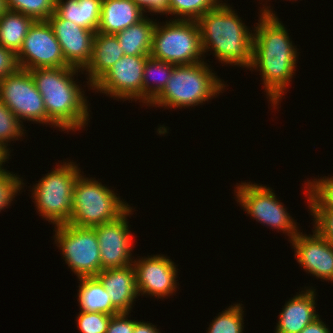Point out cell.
I'll return each instance as SVG.
<instances>
[{"mask_svg": "<svg viewBox=\"0 0 333 333\" xmlns=\"http://www.w3.org/2000/svg\"><path fill=\"white\" fill-rule=\"evenodd\" d=\"M112 315L100 312H79L77 327L80 333H106Z\"/></svg>", "mask_w": 333, "mask_h": 333, "instance_id": "obj_31", "label": "cell"}, {"mask_svg": "<svg viewBox=\"0 0 333 333\" xmlns=\"http://www.w3.org/2000/svg\"><path fill=\"white\" fill-rule=\"evenodd\" d=\"M131 212L132 207H129L115 220L93 228L99 243L102 270L133 264V241L126 218Z\"/></svg>", "mask_w": 333, "mask_h": 333, "instance_id": "obj_13", "label": "cell"}, {"mask_svg": "<svg viewBox=\"0 0 333 333\" xmlns=\"http://www.w3.org/2000/svg\"><path fill=\"white\" fill-rule=\"evenodd\" d=\"M19 69L16 54L0 45V80Z\"/></svg>", "mask_w": 333, "mask_h": 333, "instance_id": "obj_34", "label": "cell"}, {"mask_svg": "<svg viewBox=\"0 0 333 333\" xmlns=\"http://www.w3.org/2000/svg\"><path fill=\"white\" fill-rule=\"evenodd\" d=\"M124 56L116 35L95 32L92 58L83 70L88 73L87 80L92 87L112 66Z\"/></svg>", "mask_w": 333, "mask_h": 333, "instance_id": "obj_20", "label": "cell"}, {"mask_svg": "<svg viewBox=\"0 0 333 333\" xmlns=\"http://www.w3.org/2000/svg\"><path fill=\"white\" fill-rule=\"evenodd\" d=\"M56 0H5L7 10L22 13L35 21H47L55 12Z\"/></svg>", "mask_w": 333, "mask_h": 333, "instance_id": "obj_27", "label": "cell"}, {"mask_svg": "<svg viewBox=\"0 0 333 333\" xmlns=\"http://www.w3.org/2000/svg\"><path fill=\"white\" fill-rule=\"evenodd\" d=\"M224 88V83L204 60L179 65L174 67L163 91L150 104L168 108L192 107L212 99Z\"/></svg>", "mask_w": 333, "mask_h": 333, "instance_id": "obj_4", "label": "cell"}, {"mask_svg": "<svg viewBox=\"0 0 333 333\" xmlns=\"http://www.w3.org/2000/svg\"><path fill=\"white\" fill-rule=\"evenodd\" d=\"M57 167L45 174L32 190L39 214L55 226L69 222L73 208V188L81 173L73 162H64Z\"/></svg>", "mask_w": 333, "mask_h": 333, "instance_id": "obj_7", "label": "cell"}, {"mask_svg": "<svg viewBox=\"0 0 333 333\" xmlns=\"http://www.w3.org/2000/svg\"><path fill=\"white\" fill-rule=\"evenodd\" d=\"M129 206L101 182L80 174L73 188V208L68 224L94 228L115 220Z\"/></svg>", "mask_w": 333, "mask_h": 333, "instance_id": "obj_5", "label": "cell"}, {"mask_svg": "<svg viewBox=\"0 0 333 333\" xmlns=\"http://www.w3.org/2000/svg\"><path fill=\"white\" fill-rule=\"evenodd\" d=\"M203 50L198 23L173 19L153 31L151 57L176 66L202 61Z\"/></svg>", "mask_w": 333, "mask_h": 333, "instance_id": "obj_6", "label": "cell"}, {"mask_svg": "<svg viewBox=\"0 0 333 333\" xmlns=\"http://www.w3.org/2000/svg\"><path fill=\"white\" fill-rule=\"evenodd\" d=\"M307 182L310 210H333V177Z\"/></svg>", "mask_w": 333, "mask_h": 333, "instance_id": "obj_28", "label": "cell"}, {"mask_svg": "<svg viewBox=\"0 0 333 333\" xmlns=\"http://www.w3.org/2000/svg\"><path fill=\"white\" fill-rule=\"evenodd\" d=\"M9 153H10V152L6 151V149H4V148L0 145V172L3 171V170H5L4 168L2 169V165H3V162H4V164H5V162L8 161V160H6V159L9 158V156H10Z\"/></svg>", "mask_w": 333, "mask_h": 333, "instance_id": "obj_39", "label": "cell"}, {"mask_svg": "<svg viewBox=\"0 0 333 333\" xmlns=\"http://www.w3.org/2000/svg\"><path fill=\"white\" fill-rule=\"evenodd\" d=\"M5 10V0H0V16L4 13Z\"/></svg>", "mask_w": 333, "mask_h": 333, "instance_id": "obj_40", "label": "cell"}, {"mask_svg": "<svg viewBox=\"0 0 333 333\" xmlns=\"http://www.w3.org/2000/svg\"><path fill=\"white\" fill-rule=\"evenodd\" d=\"M236 188L237 202L253 219L272 229L288 233L290 240L298 233L294 219L289 216L271 188L250 182L241 183Z\"/></svg>", "mask_w": 333, "mask_h": 333, "instance_id": "obj_9", "label": "cell"}, {"mask_svg": "<svg viewBox=\"0 0 333 333\" xmlns=\"http://www.w3.org/2000/svg\"><path fill=\"white\" fill-rule=\"evenodd\" d=\"M78 70L72 66L29 70L43 97L47 123L62 131L79 130L89 120L87 99L73 78Z\"/></svg>", "mask_w": 333, "mask_h": 333, "instance_id": "obj_2", "label": "cell"}, {"mask_svg": "<svg viewBox=\"0 0 333 333\" xmlns=\"http://www.w3.org/2000/svg\"><path fill=\"white\" fill-rule=\"evenodd\" d=\"M152 323H146L135 320V329L133 333H160L156 326L151 325Z\"/></svg>", "mask_w": 333, "mask_h": 333, "instance_id": "obj_38", "label": "cell"}, {"mask_svg": "<svg viewBox=\"0 0 333 333\" xmlns=\"http://www.w3.org/2000/svg\"><path fill=\"white\" fill-rule=\"evenodd\" d=\"M133 261L138 293L162 298L176 291L177 269L164 255H153Z\"/></svg>", "mask_w": 333, "mask_h": 333, "instance_id": "obj_15", "label": "cell"}, {"mask_svg": "<svg viewBox=\"0 0 333 333\" xmlns=\"http://www.w3.org/2000/svg\"><path fill=\"white\" fill-rule=\"evenodd\" d=\"M155 26V21L144 17L132 26L117 32L115 35L124 55L150 56Z\"/></svg>", "mask_w": 333, "mask_h": 333, "instance_id": "obj_22", "label": "cell"}, {"mask_svg": "<svg viewBox=\"0 0 333 333\" xmlns=\"http://www.w3.org/2000/svg\"><path fill=\"white\" fill-rule=\"evenodd\" d=\"M143 13L133 0H102L97 32L115 35L142 20Z\"/></svg>", "mask_w": 333, "mask_h": 333, "instance_id": "obj_19", "label": "cell"}, {"mask_svg": "<svg viewBox=\"0 0 333 333\" xmlns=\"http://www.w3.org/2000/svg\"><path fill=\"white\" fill-rule=\"evenodd\" d=\"M226 3L203 14L198 23L203 53L212 49L221 63L249 68L252 64L253 37L237 13ZM212 46V47H211Z\"/></svg>", "mask_w": 333, "mask_h": 333, "instance_id": "obj_3", "label": "cell"}, {"mask_svg": "<svg viewBox=\"0 0 333 333\" xmlns=\"http://www.w3.org/2000/svg\"><path fill=\"white\" fill-rule=\"evenodd\" d=\"M129 313H119L113 315L109 322L106 333H133L135 329V320H129Z\"/></svg>", "mask_w": 333, "mask_h": 333, "instance_id": "obj_35", "label": "cell"}, {"mask_svg": "<svg viewBox=\"0 0 333 333\" xmlns=\"http://www.w3.org/2000/svg\"><path fill=\"white\" fill-rule=\"evenodd\" d=\"M138 7L146 12L163 13L168 9L169 0H133Z\"/></svg>", "mask_w": 333, "mask_h": 333, "instance_id": "obj_36", "label": "cell"}, {"mask_svg": "<svg viewBox=\"0 0 333 333\" xmlns=\"http://www.w3.org/2000/svg\"><path fill=\"white\" fill-rule=\"evenodd\" d=\"M56 227L55 242L74 274L78 278L96 276L102 270L96 231L68 223Z\"/></svg>", "mask_w": 333, "mask_h": 333, "instance_id": "obj_8", "label": "cell"}, {"mask_svg": "<svg viewBox=\"0 0 333 333\" xmlns=\"http://www.w3.org/2000/svg\"><path fill=\"white\" fill-rule=\"evenodd\" d=\"M301 293L289 299L284 305L275 333H300L303 328L320 317L315 311V289L309 288Z\"/></svg>", "mask_w": 333, "mask_h": 333, "instance_id": "obj_18", "label": "cell"}, {"mask_svg": "<svg viewBox=\"0 0 333 333\" xmlns=\"http://www.w3.org/2000/svg\"><path fill=\"white\" fill-rule=\"evenodd\" d=\"M78 301L80 310L86 312H100L117 315L119 312L113 307L108 292L96 276L80 277Z\"/></svg>", "mask_w": 333, "mask_h": 333, "instance_id": "obj_23", "label": "cell"}, {"mask_svg": "<svg viewBox=\"0 0 333 333\" xmlns=\"http://www.w3.org/2000/svg\"><path fill=\"white\" fill-rule=\"evenodd\" d=\"M243 312L240 303L229 306L212 320L207 333H243Z\"/></svg>", "mask_w": 333, "mask_h": 333, "instance_id": "obj_29", "label": "cell"}, {"mask_svg": "<svg viewBox=\"0 0 333 333\" xmlns=\"http://www.w3.org/2000/svg\"><path fill=\"white\" fill-rule=\"evenodd\" d=\"M34 22L31 17L6 9L0 16V45L17 54Z\"/></svg>", "mask_w": 333, "mask_h": 333, "instance_id": "obj_24", "label": "cell"}, {"mask_svg": "<svg viewBox=\"0 0 333 333\" xmlns=\"http://www.w3.org/2000/svg\"><path fill=\"white\" fill-rule=\"evenodd\" d=\"M263 8L258 26L253 30L252 64L249 68H259L267 96L273 106H277L294 74L298 52L275 13L268 6Z\"/></svg>", "mask_w": 333, "mask_h": 333, "instance_id": "obj_1", "label": "cell"}, {"mask_svg": "<svg viewBox=\"0 0 333 333\" xmlns=\"http://www.w3.org/2000/svg\"><path fill=\"white\" fill-rule=\"evenodd\" d=\"M314 217V229L333 243V210H310Z\"/></svg>", "mask_w": 333, "mask_h": 333, "instance_id": "obj_33", "label": "cell"}, {"mask_svg": "<svg viewBox=\"0 0 333 333\" xmlns=\"http://www.w3.org/2000/svg\"><path fill=\"white\" fill-rule=\"evenodd\" d=\"M175 66L176 65L170 64L169 62L154 59L151 56L147 58L143 72V103L150 105V103L163 91ZM155 73L156 75L160 74V77H156ZM151 79L154 84L150 86Z\"/></svg>", "mask_w": 333, "mask_h": 333, "instance_id": "obj_25", "label": "cell"}, {"mask_svg": "<svg viewBox=\"0 0 333 333\" xmlns=\"http://www.w3.org/2000/svg\"><path fill=\"white\" fill-rule=\"evenodd\" d=\"M148 57L124 55L92 89L124 101L140 99L143 102V72Z\"/></svg>", "mask_w": 333, "mask_h": 333, "instance_id": "obj_12", "label": "cell"}, {"mask_svg": "<svg viewBox=\"0 0 333 333\" xmlns=\"http://www.w3.org/2000/svg\"><path fill=\"white\" fill-rule=\"evenodd\" d=\"M0 100L18 118L47 124L43 97L29 70L18 69L0 80Z\"/></svg>", "mask_w": 333, "mask_h": 333, "instance_id": "obj_10", "label": "cell"}, {"mask_svg": "<svg viewBox=\"0 0 333 333\" xmlns=\"http://www.w3.org/2000/svg\"><path fill=\"white\" fill-rule=\"evenodd\" d=\"M297 262L306 272L333 282V243L316 229L313 235L298 232L291 240Z\"/></svg>", "mask_w": 333, "mask_h": 333, "instance_id": "obj_16", "label": "cell"}, {"mask_svg": "<svg viewBox=\"0 0 333 333\" xmlns=\"http://www.w3.org/2000/svg\"><path fill=\"white\" fill-rule=\"evenodd\" d=\"M47 21L69 66L84 70L92 58L95 31L83 28L54 12Z\"/></svg>", "mask_w": 333, "mask_h": 333, "instance_id": "obj_14", "label": "cell"}, {"mask_svg": "<svg viewBox=\"0 0 333 333\" xmlns=\"http://www.w3.org/2000/svg\"><path fill=\"white\" fill-rule=\"evenodd\" d=\"M22 184L21 178L8 170L0 172V211L13 201L16 193L22 189Z\"/></svg>", "mask_w": 333, "mask_h": 333, "instance_id": "obj_32", "label": "cell"}, {"mask_svg": "<svg viewBox=\"0 0 333 333\" xmlns=\"http://www.w3.org/2000/svg\"><path fill=\"white\" fill-rule=\"evenodd\" d=\"M10 109L0 100V145L9 152L8 141L22 136V124ZM18 137V138H17ZM6 142V143H5Z\"/></svg>", "mask_w": 333, "mask_h": 333, "instance_id": "obj_30", "label": "cell"}, {"mask_svg": "<svg viewBox=\"0 0 333 333\" xmlns=\"http://www.w3.org/2000/svg\"><path fill=\"white\" fill-rule=\"evenodd\" d=\"M96 277L108 292L113 307L119 313H129L139 295L133 264L101 270Z\"/></svg>", "mask_w": 333, "mask_h": 333, "instance_id": "obj_17", "label": "cell"}, {"mask_svg": "<svg viewBox=\"0 0 333 333\" xmlns=\"http://www.w3.org/2000/svg\"><path fill=\"white\" fill-rule=\"evenodd\" d=\"M300 333H331L324 322L318 317L312 323L308 324Z\"/></svg>", "mask_w": 333, "mask_h": 333, "instance_id": "obj_37", "label": "cell"}, {"mask_svg": "<svg viewBox=\"0 0 333 333\" xmlns=\"http://www.w3.org/2000/svg\"><path fill=\"white\" fill-rule=\"evenodd\" d=\"M16 57L24 70L69 66L48 21L32 24Z\"/></svg>", "mask_w": 333, "mask_h": 333, "instance_id": "obj_11", "label": "cell"}, {"mask_svg": "<svg viewBox=\"0 0 333 333\" xmlns=\"http://www.w3.org/2000/svg\"><path fill=\"white\" fill-rule=\"evenodd\" d=\"M219 0H169L164 14L178 15V20L197 21L203 14L215 8Z\"/></svg>", "mask_w": 333, "mask_h": 333, "instance_id": "obj_26", "label": "cell"}, {"mask_svg": "<svg viewBox=\"0 0 333 333\" xmlns=\"http://www.w3.org/2000/svg\"><path fill=\"white\" fill-rule=\"evenodd\" d=\"M102 0H56L55 12L83 28L97 32Z\"/></svg>", "mask_w": 333, "mask_h": 333, "instance_id": "obj_21", "label": "cell"}]
</instances>
